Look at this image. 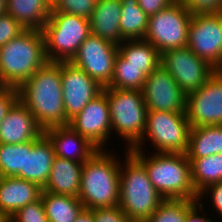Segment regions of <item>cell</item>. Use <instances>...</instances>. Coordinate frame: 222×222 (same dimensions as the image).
<instances>
[{
    "instance_id": "ac0fdd59",
    "label": "cell",
    "mask_w": 222,
    "mask_h": 222,
    "mask_svg": "<svg viewBox=\"0 0 222 222\" xmlns=\"http://www.w3.org/2000/svg\"><path fill=\"white\" fill-rule=\"evenodd\" d=\"M44 135L51 142L55 156L74 162L84 163L99 150L70 125L46 128Z\"/></svg>"
},
{
    "instance_id": "3957f363",
    "label": "cell",
    "mask_w": 222,
    "mask_h": 222,
    "mask_svg": "<svg viewBox=\"0 0 222 222\" xmlns=\"http://www.w3.org/2000/svg\"><path fill=\"white\" fill-rule=\"evenodd\" d=\"M144 166L148 177L164 199L198 200L191 176L190 161L185 153H145L129 150Z\"/></svg>"
},
{
    "instance_id": "f6af8a7d",
    "label": "cell",
    "mask_w": 222,
    "mask_h": 222,
    "mask_svg": "<svg viewBox=\"0 0 222 222\" xmlns=\"http://www.w3.org/2000/svg\"><path fill=\"white\" fill-rule=\"evenodd\" d=\"M217 14L219 15L220 20H221V22H222V9H221Z\"/></svg>"
},
{
    "instance_id": "f1b7e54d",
    "label": "cell",
    "mask_w": 222,
    "mask_h": 222,
    "mask_svg": "<svg viewBox=\"0 0 222 222\" xmlns=\"http://www.w3.org/2000/svg\"><path fill=\"white\" fill-rule=\"evenodd\" d=\"M189 161L197 194L211 184L222 182V153Z\"/></svg>"
},
{
    "instance_id": "8fae6325",
    "label": "cell",
    "mask_w": 222,
    "mask_h": 222,
    "mask_svg": "<svg viewBox=\"0 0 222 222\" xmlns=\"http://www.w3.org/2000/svg\"><path fill=\"white\" fill-rule=\"evenodd\" d=\"M117 54L118 45L91 33L70 62L105 88L112 80Z\"/></svg>"
},
{
    "instance_id": "7bdbcfd3",
    "label": "cell",
    "mask_w": 222,
    "mask_h": 222,
    "mask_svg": "<svg viewBox=\"0 0 222 222\" xmlns=\"http://www.w3.org/2000/svg\"><path fill=\"white\" fill-rule=\"evenodd\" d=\"M214 72L218 74L219 76H222V58H221V61L214 68Z\"/></svg>"
},
{
    "instance_id": "5b68a950",
    "label": "cell",
    "mask_w": 222,
    "mask_h": 222,
    "mask_svg": "<svg viewBox=\"0 0 222 222\" xmlns=\"http://www.w3.org/2000/svg\"><path fill=\"white\" fill-rule=\"evenodd\" d=\"M121 159L119 204L131 222L149 218L164 198L152 185L145 166L128 150Z\"/></svg>"
},
{
    "instance_id": "5bb4252c",
    "label": "cell",
    "mask_w": 222,
    "mask_h": 222,
    "mask_svg": "<svg viewBox=\"0 0 222 222\" xmlns=\"http://www.w3.org/2000/svg\"><path fill=\"white\" fill-rule=\"evenodd\" d=\"M69 125L98 149H108L112 130L106 91L103 89L101 94L91 100L69 121Z\"/></svg>"
},
{
    "instance_id": "f546056e",
    "label": "cell",
    "mask_w": 222,
    "mask_h": 222,
    "mask_svg": "<svg viewBox=\"0 0 222 222\" xmlns=\"http://www.w3.org/2000/svg\"><path fill=\"white\" fill-rule=\"evenodd\" d=\"M25 143H0L1 177H18L24 179Z\"/></svg>"
},
{
    "instance_id": "4fadbf2b",
    "label": "cell",
    "mask_w": 222,
    "mask_h": 222,
    "mask_svg": "<svg viewBox=\"0 0 222 222\" xmlns=\"http://www.w3.org/2000/svg\"><path fill=\"white\" fill-rule=\"evenodd\" d=\"M187 47L216 67L222 58V22L218 14L192 15Z\"/></svg>"
},
{
    "instance_id": "9a60e30c",
    "label": "cell",
    "mask_w": 222,
    "mask_h": 222,
    "mask_svg": "<svg viewBox=\"0 0 222 222\" xmlns=\"http://www.w3.org/2000/svg\"><path fill=\"white\" fill-rule=\"evenodd\" d=\"M61 83L66 119L70 121L103 92L96 80L71 62H61Z\"/></svg>"
},
{
    "instance_id": "e0dca14e",
    "label": "cell",
    "mask_w": 222,
    "mask_h": 222,
    "mask_svg": "<svg viewBox=\"0 0 222 222\" xmlns=\"http://www.w3.org/2000/svg\"><path fill=\"white\" fill-rule=\"evenodd\" d=\"M43 135L44 129L19 99L11 106L0 123V143L23 144L39 140Z\"/></svg>"
},
{
    "instance_id": "d6986e66",
    "label": "cell",
    "mask_w": 222,
    "mask_h": 222,
    "mask_svg": "<svg viewBox=\"0 0 222 222\" xmlns=\"http://www.w3.org/2000/svg\"><path fill=\"white\" fill-rule=\"evenodd\" d=\"M55 153L51 142L43 135L25 143L24 179L44 188L53 165Z\"/></svg>"
},
{
    "instance_id": "cb8c5ba5",
    "label": "cell",
    "mask_w": 222,
    "mask_h": 222,
    "mask_svg": "<svg viewBox=\"0 0 222 222\" xmlns=\"http://www.w3.org/2000/svg\"><path fill=\"white\" fill-rule=\"evenodd\" d=\"M222 153V125L192 127L186 155L188 159Z\"/></svg>"
},
{
    "instance_id": "f35d334b",
    "label": "cell",
    "mask_w": 222,
    "mask_h": 222,
    "mask_svg": "<svg viewBox=\"0 0 222 222\" xmlns=\"http://www.w3.org/2000/svg\"><path fill=\"white\" fill-rule=\"evenodd\" d=\"M175 1L176 0H138V5L148 16H151L167 8Z\"/></svg>"
},
{
    "instance_id": "8992f818",
    "label": "cell",
    "mask_w": 222,
    "mask_h": 222,
    "mask_svg": "<svg viewBox=\"0 0 222 222\" xmlns=\"http://www.w3.org/2000/svg\"><path fill=\"white\" fill-rule=\"evenodd\" d=\"M104 90L110 108L112 136L116 134L118 140H123L124 149H132L143 137L146 127L148 108L142 90L111 87Z\"/></svg>"
},
{
    "instance_id": "484cf974",
    "label": "cell",
    "mask_w": 222,
    "mask_h": 222,
    "mask_svg": "<svg viewBox=\"0 0 222 222\" xmlns=\"http://www.w3.org/2000/svg\"><path fill=\"white\" fill-rule=\"evenodd\" d=\"M157 67H134L118 53L114 62V73L107 87L142 90L147 76Z\"/></svg>"
},
{
    "instance_id": "ba28073f",
    "label": "cell",
    "mask_w": 222,
    "mask_h": 222,
    "mask_svg": "<svg viewBox=\"0 0 222 222\" xmlns=\"http://www.w3.org/2000/svg\"><path fill=\"white\" fill-rule=\"evenodd\" d=\"M190 129L186 112L148 111L143 137L129 150L144 151L147 144L153 147L150 152L186 153Z\"/></svg>"
},
{
    "instance_id": "d590c367",
    "label": "cell",
    "mask_w": 222,
    "mask_h": 222,
    "mask_svg": "<svg viewBox=\"0 0 222 222\" xmlns=\"http://www.w3.org/2000/svg\"><path fill=\"white\" fill-rule=\"evenodd\" d=\"M203 198H205V200ZM208 198L210 199L209 202H211L209 206L214 208L211 209V211H214V213H216L222 218V182L211 184L207 186L205 189H203L198 194L197 201L204 200L206 202Z\"/></svg>"
},
{
    "instance_id": "6da1fadb",
    "label": "cell",
    "mask_w": 222,
    "mask_h": 222,
    "mask_svg": "<svg viewBox=\"0 0 222 222\" xmlns=\"http://www.w3.org/2000/svg\"><path fill=\"white\" fill-rule=\"evenodd\" d=\"M19 100L43 128L69 125L61 83V62H47L18 88Z\"/></svg>"
},
{
    "instance_id": "ee69618b",
    "label": "cell",
    "mask_w": 222,
    "mask_h": 222,
    "mask_svg": "<svg viewBox=\"0 0 222 222\" xmlns=\"http://www.w3.org/2000/svg\"><path fill=\"white\" fill-rule=\"evenodd\" d=\"M10 218L0 210V222H7Z\"/></svg>"
},
{
    "instance_id": "7c38bea8",
    "label": "cell",
    "mask_w": 222,
    "mask_h": 222,
    "mask_svg": "<svg viewBox=\"0 0 222 222\" xmlns=\"http://www.w3.org/2000/svg\"><path fill=\"white\" fill-rule=\"evenodd\" d=\"M186 115L192 127L222 125V76L215 72L187 94Z\"/></svg>"
},
{
    "instance_id": "277c9868",
    "label": "cell",
    "mask_w": 222,
    "mask_h": 222,
    "mask_svg": "<svg viewBox=\"0 0 222 222\" xmlns=\"http://www.w3.org/2000/svg\"><path fill=\"white\" fill-rule=\"evenodd\" d=\"M47 62L42 31L25 29L0 47V86L18 89Z\"/></svg>"
},
{
    "instance_id": "9c48e42d",
    "label": "cell",
    "mask_w": 222,
    "mask_h": 222,
    "mask_svg": "<svg viewBox=\"0 0 222 222\" xmlns=\"http://www.w3.org/2000/svg\"><path fill=\"white\" fill-rule=\"evenodd\" d=\"M192 14L179 1L149 16L144 39L160 53L187 46Z\"/></svg>"
},
{
    "instance_id": "d6a6232c",
    "label": "cell",
    "mask_w": 222,
    "mask_h": 222,
    "mask_svg": "<svg viewBox=\"0 0 222 222\" xmlns=\"http://www.w3.org/2000/svg\"><path fill=\"white\" fill-rule=\"evenodd\" d=\"M10 220L13 222H49L41 199L16 211Z\"/></svg>"
},
{
    "instance_id": "83f0119b",
    "label": "cell",
    "mask_w": 222,
    "mask_h": 222,
    "mask_svg": "<svg viewBox=\"0 0 222 222\" xmlns=\"http://www.w3.org/2000/svg\"><path fill=\"white\" fill-rule=\"evenodd\" d=\"M118 53L134 67H158L161 63V53L145 39L124 40Z\"/></svg>"
},
{
    "instance_id": "4316f807",
    "label": "cell",
    "mask_w": 222,
    "mask_h": 222,
    "mask_svg": "<svg viewBox=\"0 0 222 222\" xmlns=\"http://www.w3.org/2000/svg\"><path fill=\"white\" fill-rule=\"evenodd\" d=\"M120 32L124 40L144 39L149 16L139 7L138 0H121Z\"/></svg>"
},
{
    "instance_id": "7402d4cb",
    "label": "cell",
    "mask_w": 222,
    "mask_h": 222,
    "mask_svg": "<svg viewBox=\"0 0 222 222\" xmlns=\"http://www.w3.org/2000/svg\"><path fill=\"white\" fill-rule=\"evenodd\" d=\"M83 163L55 156L44 191L78 197Z\"/></svg>"
},
{
    "instance_id": "d4e9b609",
    "label": "cell",
    "mask_w": 222,
    "mask_h": 222,
    "mask_svg": "<svg viewBox=\"0 0 222 222\" xmlns=\"http://www.w3.org/2000/svg\"><path fill=\"white\" fill-rule=\"evenodd\" d=\"M41 200L49 222H74L85 209L78 197L42 191Z\"/></svg>"
},
{
    "instance_id": "e575fe53",
    "label": "cell",
    "mask_w": 222,
    "mask_h": 222,
    "mask_svg": "<svg viewBox=\"0 0 222 222\" xmlns=\"http://www.w3.org/2000/svg\"><path fill=\"white\" fill-rule=\"evenodd\" d=\"M192 15L217 14L222 9V0H179Z\"/></svg>"
},
{
    "instance_id": "4dcf8cb0",
    "label": "cell",
    "mask_w": 222,
    "mask_h": 222,
    "mask_svg": "<svg viewBox=\"0 0 222 222\" xmlns=\"http://www.w3.org/2000/svg\"><path fill=\"white\" fill-rule=\"evenodd\" d=\"M197 200L164 199L155 212L142 222H185L187 212Z\"/></svg>"
},
{
    "instance_id": "8d00e7d4",
    "label": "cell",
    "mask_w": 222,
    "mask_h": 222,
    "mask_svg": "<svg viewBox=\"0 0 222 222\" xmlns=\"http://www.w3.org/2000/svg\"><path fill=\"white\" fill-rule=\"evenodd\" d=\"M94 222H131L125 212L117 205L114 207H104L91 209Z\"/></svg>"
},
{
    "instance_id": "74e56055",
    "label": "cell",
    "mask_w": 222,
    "mask_h": 222,
    "mask_svg": "<svg viewBox=\"0 0 222 222\" xmlns=\"http://www.w3.org/2000/svg\"><path fill=\"white\" fill-rule=\"evenodd\" d=\"M18 99L19 94L17 88L0 86V123Z\"/></svg>"
},
{
    "instance_id": "2e32d148",
    "label": "cell",
    "mask_w": 222,
    "mask_h": 222,
    "mask_svg": "<svg viewBox=\"0 0 222 222\" xmlns=\"http://www.w3.org/2000/svg\"><path fill=\"white\" fill-rule=\"evenodd\" d=\"M142 93L148 111L186 112L187 94L161 64L147 76Z\"/></svg>"
},
{
    "instance_id": "30bf717a",
    "label": "cell",
    "mask_w": 222,
    "mask_h": 222,
    "mask_svg": "<svg viewBox=\"0 0 222 222\" xmlns=\"http://www.w3.org/2000/svg\"><path fill=\"white\" fill-rule=\"evenodd\" d=\"M160 64L186 94L198 90L214 73V67L187 46L163 51Z\"/></svg>"
},
{
    "instance_id": "60d3db41",
    "label": "cell",
    "mask_w": 222,
    "mask_h": 222,
    "mask_svg": "<svg viewBox=\"0 0 222 222\" xmlns=\"http://www.w3.org/2000/svg\"><path fill=\"white\" fill-rule=\"evenodd\" d=\"M74 222H94L93 212L88 209H84L75 219Z\"/></svg>"
},
{
    "instance_id": "ab89813d",
    "label": "cell",
    "mask_w": 222,
    "mask_h": 222,
    "mask_svg": "<svg viewBox=\"0 0 222 222\" xmlns=\"http://www.w3.org/2000/svg\"><path fill=\"white\" fill-rule=\"evenodd\" d=\"M204 201H198L186 214L185 222H215L204 210ZM202 212V214H201ZM209 216V217H207Z\"/></svg>"
},
{
    "instance_id": "836d02e7",
    "label": "cell",
    "mask_w": 222,
    "mask_h": 222,
    "mask_svg": "<svg viewBox=\"0 0 222 222\" xmlns=\"http://www.w3.org/2000/svg\"><path fill=\"white\" fill-rule=\"evenodd\" d=\"M25 28L7 13L0 15V47L21 34Z\"/></svg>"
},
{
    "instance_id": "b9f144b4",
    "label": "cell",
    "mask_w": 222,
    "mask_h": 222,
    "mask_svg": "<svg viewBox=\"0 0 222 222\" xmlns=\"http://www.w3.org/2000/svg\"><path fill=\"white\" fill-rule=\"evenodd\" d=\"M7 12V0H0V15Z\"/></svg>"
},
{
    "instance_id": "603a6c76",
    "label": "cell",
    "mask_w": 222,
    "mask_h": 222,
    "mask_svg": "<svg viewBox=\"0 0 222 222\" xmlns=\"http://www.w3.org/2000/svg\"><path fill=\"white\" fill-rule=\"evenodd\" d=\"M51 9V0H7L6 13L25 29L42 30Z\"/></svg>"
},
{
    "instance_id": "1f68e13d",
    "label": "cell",
    "mask_w": 222,
    "mask_h": 222,
    "mask_svg": "<svg viewBox=\"0 0 222 222\" xmlns=\"http://www.w3.org/2000/svg\"><path fill=\"white\" fill-rule=\"evenodd\" d=\"M98 0H53L51 12H63L89 19Z\"/></svg>"
},
{
    "instance_id": "52a82bcc",
    "label": "cell",
    "mask_w": 222,
    "mask_h": 222,
    "mask_svg": "<svg viewBox=\"0 0 222 222\" xmlns=\"http://www.w3.org/2000/svg\"><path fill=\"white\" fill-rule=\"evenodd\" d=\"M41 31L48 62H70L91 34L89 19L63 12H50Z\"/></svg>"
},
{
    "instance_id": "7a4b0ae2",
    "label": "cell",
    "mask_w": 222,
    "mask_h": 222,
    "mask_svg": "<svg viewBox=\"0 0 222 222\" xmlns=\"http://www.w3.org/2000/svg\"><path fill=\"white\" fill-rule=\"evenodd\" d=\"M108 150L99 149L83 163L78 198L85 209L119 204L121 158L112 149Z\"/></svg>"
},
{
    "instance_id": "ffe728a7",
    "label": "cell",
    "mask_w": 222,
    "mask_h": 222,
    "mask_svg": "<svg viewBox=\"0 0 222 222\" xmlns=\"http://www.w3.org/2000/svg\"><path fill=\"white\" fill-rule=\"evenodd\" d=\"M43 188L18 177L0 178V210L9 218L27 204L41 199Z\"/></svg>"
},
{
    "instance_id": "44dd1931",
    "label": "cell",
    "mask_w": 222,
    "mask_h": 222,
    "mask_svg": "<svg viewBox=\"0 0 222 222\" xmlns=\"http://www.w3.org/2000/svg\"><path fill=\"white\" fill-rule=\"evenodd\" d=\"M121 0H98L89 18L91 33L120 45L124 39L120 32Z\"/></svg>"
}]
</instances>
